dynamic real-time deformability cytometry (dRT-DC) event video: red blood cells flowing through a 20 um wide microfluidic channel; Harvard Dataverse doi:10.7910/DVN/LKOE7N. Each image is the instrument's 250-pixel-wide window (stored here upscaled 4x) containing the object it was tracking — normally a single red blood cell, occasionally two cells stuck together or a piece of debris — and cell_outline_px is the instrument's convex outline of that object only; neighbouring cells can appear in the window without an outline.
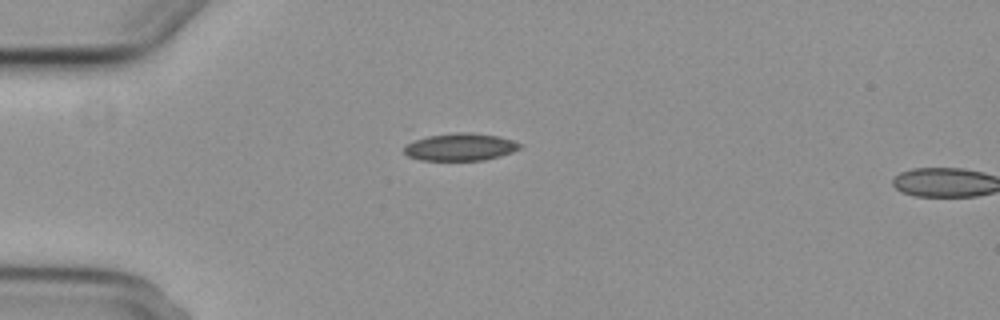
{"species": "common noctule bat (a hibernating species)", "species_latin": "Nyctalus noctula", "temperature_condition": "cold", "stored_images_in_passage": 2, "camera_frame_rate_fps": 3000, "um_per_image_px": 0.085, "animal": {"sex": "female", "body_mass_g": 29.2, "forearm_length_mm": 56.3}, "frame": {"image": 1, "passage_image": 1, "time_ms": 0.0, "image_size_px": [1000, 320], "cell_outline_px": [[524, 144], [520, 148], [512, 152], [500, 156], [484, 160], [420, 160], [408, 156], [404, 152], [404, 148], [408, 144], [416, 140], [428, 136], [456, 132], [468, 132], [496, 136], [512, 140]], "centroid_in_image_um": [39.15, 12.5], "position_along_channel_um": 45.8, "area_um2": 18.32}}